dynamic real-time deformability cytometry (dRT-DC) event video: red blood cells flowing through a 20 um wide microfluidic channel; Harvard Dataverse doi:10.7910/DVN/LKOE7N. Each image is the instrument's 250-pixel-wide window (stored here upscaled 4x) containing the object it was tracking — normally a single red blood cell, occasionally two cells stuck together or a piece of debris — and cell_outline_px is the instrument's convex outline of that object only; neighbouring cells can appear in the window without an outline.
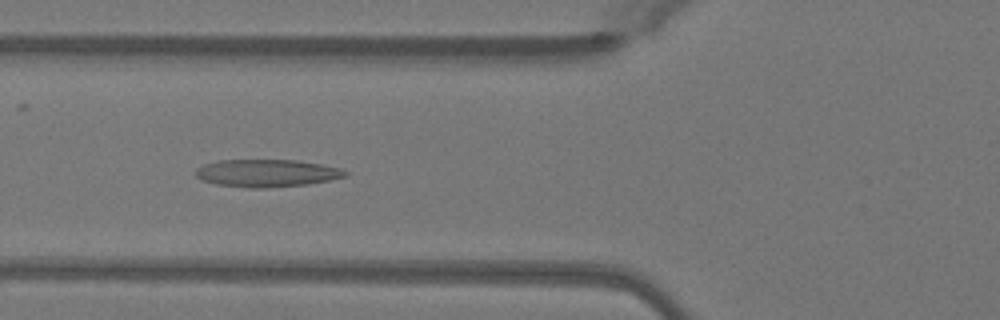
{"species": "Egyptian fruit bat (a non-hibernating species)", "species_latin": "Rousettus aegyptiacus", "temperature_condition": "warm", "stored_images_in_passage": 50, "camera_frame_rate_fps": 3000, "um_per_image_px": 0.085, "animal": {"sex": "female"}, "frame": {"image": 1, "passage_image": 19, "time_ms": 6.0, "image_size_px": [1000, 320], "cell_outline_px": [[348, 176], [308, 184], [264, 188], [252, 188], [216, 184], [200, 180], [196, 176], [196, 168], [204, 164], [216, 160], [296, 160], [320, 164], [340, 168], [348, 172]], "centroid_in_image_um": [22.65, 14.71], "position_along_channel_um": 103.1, "area_um2": 23.99}}
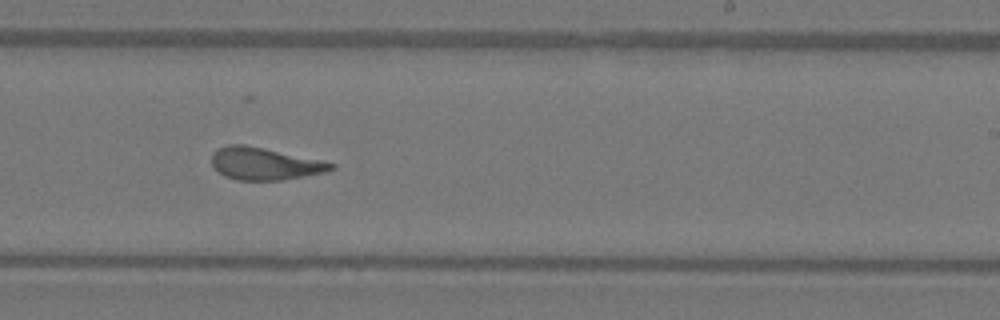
{"frame": {"image": 2, "passage_image": 31, "time_ms": 10.0, "image_size_px": [1000, 320], "cell_outline_px": [[336, 168], [324, 172], [280, 180], [236, 180], [224, 176], [212, 164], [212, 152], [216, 148], [228, 144], [244, 144], [324, 160], [336, 164]], "centroid_in_image_um": [22.49, 13.9], "position_along_channel_um": 266.5, "area_um2": 22.54}}
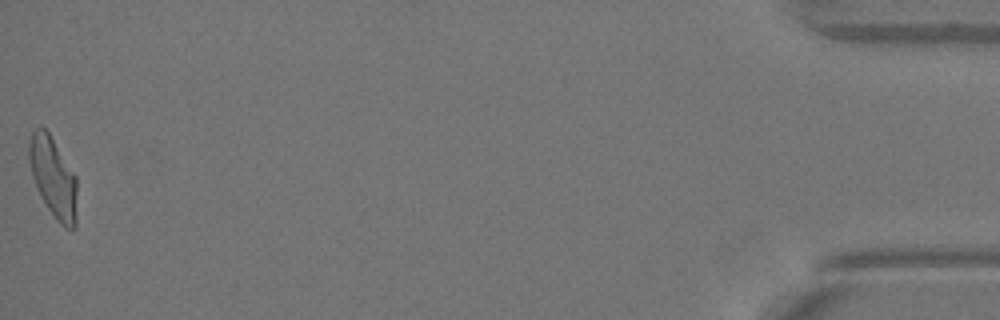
{"frame": {"image": 3, "passage_image": 50, "time_ms": 16.333, "image_size_px": [1000, 320], "cell_outline_px": [[76, 228], [64, 228], [56, 220], [48, 208], [32, 176], [28, 160], [28, 140], [32, 132], [36, 128], [44, 128], [48, 132], [76, 176]], "centroid_in_image_um": [4.52, 15.08], "position_along_channel_um": 430.7, "area_um2": 22.14}, "authors_computed_cell_mechanics": {"area_um2": 23.0044, "velocity_mm_per_s": 4.0836, "shape_relaxation_time_tau1_ms": 10.224, "shape_relaxation_time_tau2_ms": 1.7111, "deformation_change_tau1": 0.2841, "deformation_change_tau2": 0.1201}}